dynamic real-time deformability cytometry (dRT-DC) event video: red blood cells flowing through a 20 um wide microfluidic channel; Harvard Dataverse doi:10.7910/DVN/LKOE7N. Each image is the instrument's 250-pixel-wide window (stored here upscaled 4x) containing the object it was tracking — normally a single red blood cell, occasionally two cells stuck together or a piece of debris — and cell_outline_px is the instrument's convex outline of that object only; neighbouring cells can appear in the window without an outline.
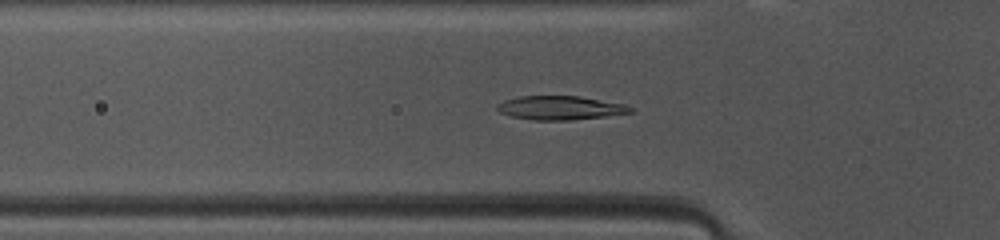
{"species": "common noctule bat (a hibernating species)", "species_latin": "Nyctalus noctula", "temperature_condition": "warm", "stored_images_in_passage": 43, "camera_frame_rate_fps": 3000, "um_per_image_px": 0.085, "animal": {"sex": "female", "body_mass_g": 10.0, "forearm_length_mm": 53.1}, "frame": {"image": 1, "passage_image": 10, "time_ms": 3.0, "image_size_px": [1000, 240], "cell_outline_px": [[632, 112], [604, 116], [572, 120], [532, 120], [512, 116], [500, 112], [496, 108], [496, 104], [504, 100], [520, 96], [580, 96], [624, 104], [632, 108]], "centroid_in_image_um": [47.58, 9.16], "position_along_channel_um": 78.2, "area_um2": 18.38}}
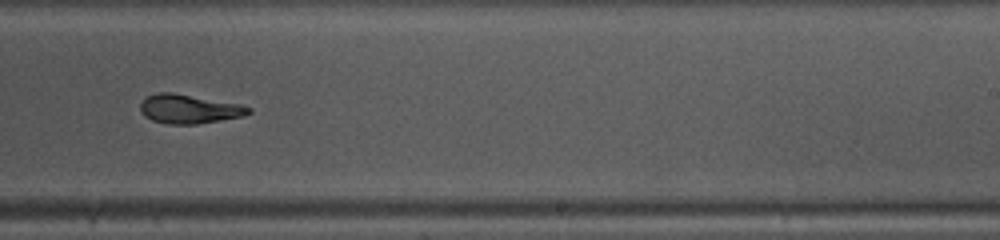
{"frame": {"image": 2, "passage_image": 24, "time_ms": 7.667, "image_size_px": [1000, 240], "cell_outline_px": [[252, 112], [244, 116], [196, 124], [168, 124], [152, 120], [144, 116], [140, 112], [140, 104], [148, 96], [156, 92], [172, 92], [240, 104], [252, 108]], "centroid_in_image_um": [16.07, 9.26], "position_along_channel_um": 272.9, "area_um2": 18.32}}
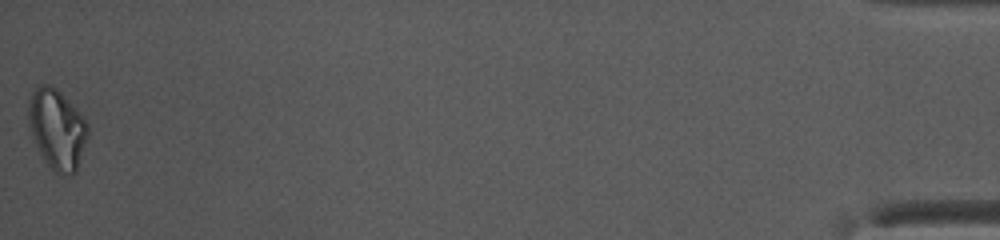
{"frame": {"image": 3, "passage_image": 43, "time_ms": 14.0, "image_size_px": [1000, 240], "cell_outline_px": [[88, 136], [76, 172], [72, 176], [52, 172], [40, 152], [36, 144], [28, 124], [28, 100], [32, 92], [40, 84], [52, 84], [84, 116], [88, 124]], "centroid_in_image_um": [4.86, 10.97], "position_along_channel_um": 430.3, "area_um2": 27.86}, "authors_computed_cell_mechanics": {"area_um2": 18.9006, "velocity_mm_per_s": 4.1604, "shape_relaxation_time_tau1_ms": 7.4866, "shape_relaxation_time_tau2_ms": 3.9136, "deformation_change_tau1": 0.23, "deformation_change_tau2": 0.1085}}